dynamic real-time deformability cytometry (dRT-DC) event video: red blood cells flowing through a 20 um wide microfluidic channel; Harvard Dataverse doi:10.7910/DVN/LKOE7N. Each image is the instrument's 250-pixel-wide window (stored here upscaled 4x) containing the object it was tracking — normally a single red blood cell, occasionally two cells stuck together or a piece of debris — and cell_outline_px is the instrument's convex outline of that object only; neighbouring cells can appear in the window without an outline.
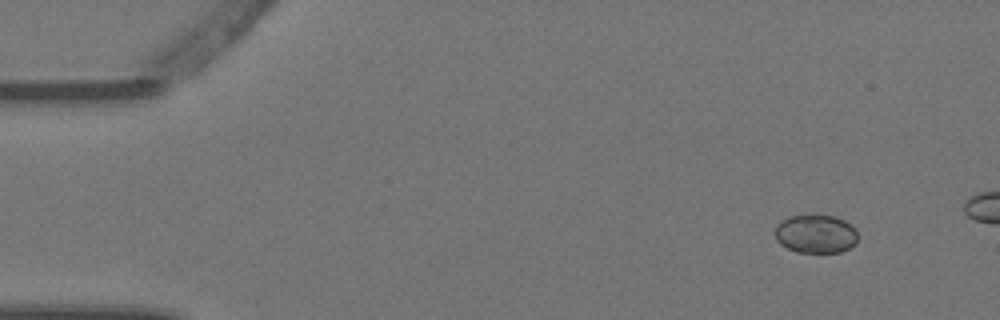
{"species": "Egyptian fruit bat (a non-hibernating species)", "species_latin": "Rousettus aegyptiacus", "temperature_condition": "warm", "stored_images_in_passage": 5, "camera_frame_rate_fps": 3000, "um_per_image_px": 0.085, "animal": {"sex": "female"}, "frame": {"image": 1, "passage_image": 1, "time_ms": 0.0, "image_size_px": [1000, 320], "cell_outline_px": [[856, 244], [840, 252], [796, 252], [780, 244], [776, 240], [776, 224], [780, 220], [788, 216], [836, 216], [852, 224], [856, 228]], "centroid_in_image_um": [69.33, 19.88], "position_along_channel_um": 15.7, "area_um2": 18.55}}